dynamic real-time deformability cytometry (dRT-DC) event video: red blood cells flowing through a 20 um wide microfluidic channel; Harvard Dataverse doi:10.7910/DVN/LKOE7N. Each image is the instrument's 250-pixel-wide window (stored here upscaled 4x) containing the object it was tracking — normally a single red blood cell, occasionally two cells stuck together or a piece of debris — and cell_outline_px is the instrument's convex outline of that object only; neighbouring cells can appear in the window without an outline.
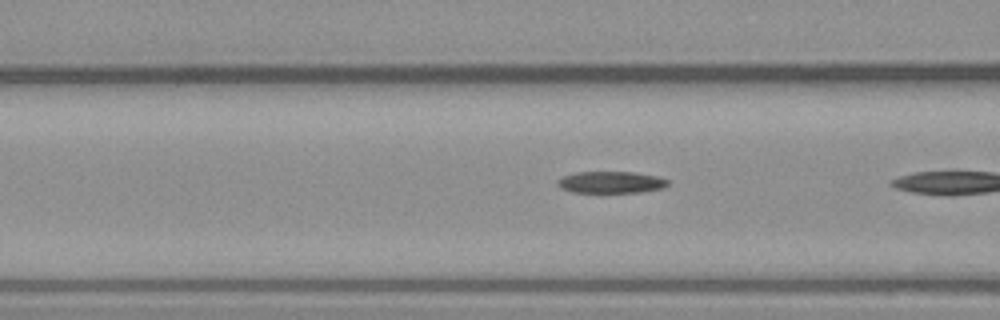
{"species": "common noctule bat (a hibernating species)", "species_latin": "Nyctalus noctula", "temperature_condition": "warm", "stored_images_in_passage": 6, "camera_frame_rate_fps": 3000, "um_per_image_px": 0.085, "animal": {"sex": "male", "body_mass_g": 23.1, "forearm_length_mm": 52.7}, "frame": {"image": 1, "passage_image": 5, "time_ms": 1.333, "image_size_px": [1000, 320], "cell_outline_px": [[668, 184], [664, 188], [640, 192], [572, 192], [560, 188], [556, 184], [556, 180], [564, 176], [576, 172], [636, 172], [656, 176], [668, 180]], "centroid_in_image_um": [51.91, 15.49], "position_along_channel_um": 114.7, "area_um2": 13.99}}